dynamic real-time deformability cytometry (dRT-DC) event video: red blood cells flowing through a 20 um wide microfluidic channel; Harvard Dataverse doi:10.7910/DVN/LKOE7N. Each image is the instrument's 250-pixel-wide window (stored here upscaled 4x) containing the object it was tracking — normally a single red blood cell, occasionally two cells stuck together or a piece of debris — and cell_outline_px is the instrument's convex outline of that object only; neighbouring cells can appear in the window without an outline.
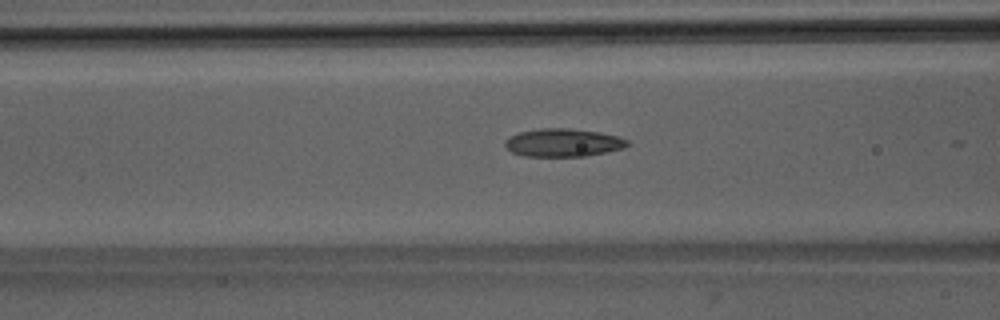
{"species": "Egyptian fruit bat (a non-hibernating species)", "species_latin": "Rousettus aegyptiacus", "temperature_condition": "room temperature", "stored_images_in_passage": 10, "camera_frame_rate_fps": 3000, "um_per_image_px": 0.085, "animal": {"sex": "male"}, "frame": {"image": 1, "passage_image": 8, "time_ms": 2.333, "image_size_px": [1000, 320], "cell_outline_px": [[628, 144], [624, 148], [608, 152], [584, 156], [524, 156], [512, 152], [504, 144], [504, 140], [520, 132], [540, 128], [568, 128], [600, 132], [616, 136], [628, 140]], "centroid_in_image_um": [47.87, 12.12], "position_along_channel_um": 118.7, "area_um2": 19.88}}